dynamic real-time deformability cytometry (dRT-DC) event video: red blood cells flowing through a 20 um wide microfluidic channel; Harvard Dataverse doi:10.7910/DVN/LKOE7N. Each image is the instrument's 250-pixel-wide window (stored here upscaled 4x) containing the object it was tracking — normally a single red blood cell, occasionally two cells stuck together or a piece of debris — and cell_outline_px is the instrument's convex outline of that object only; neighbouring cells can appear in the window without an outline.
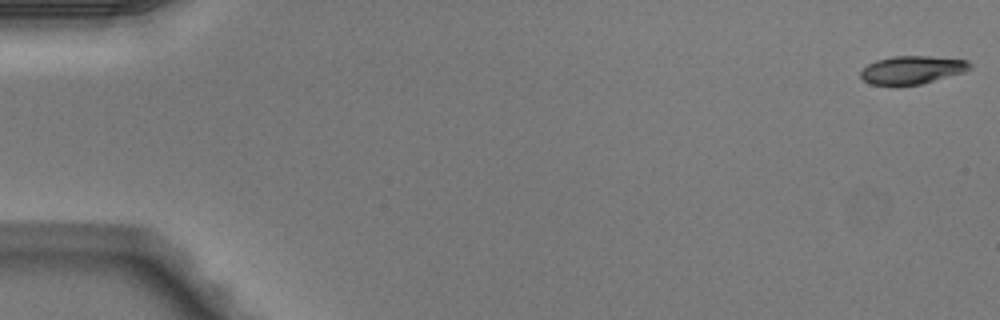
{"species": "Egyptian fruit bat (a non-hibernating species)", "species_latin": "Rousettus aegyptiacus", "temperature_condition": "warm", "stored_images_in_passage": 41, "camera_frame_rate_fps": 3000, "um_per_image_px": 0.085, "animal": {"sex": "male"}, "frame": {"image": 1, "passage_image": 1, "time_ms": 0.0, "image_size_px": [1000, 320], "cell_outline_px": [[972, 68], [964, 72], [920, 84], [872, 84], [864, 80], [860, 76], [860, 72], [868, 64], [876, 60], [892, 56], [928, 56], [968, 60], [972, 64]], "centroid_in_image_um": [77.56, 5.92], "position_along_channel_um": 7.4, "area_um2": 17.63}}
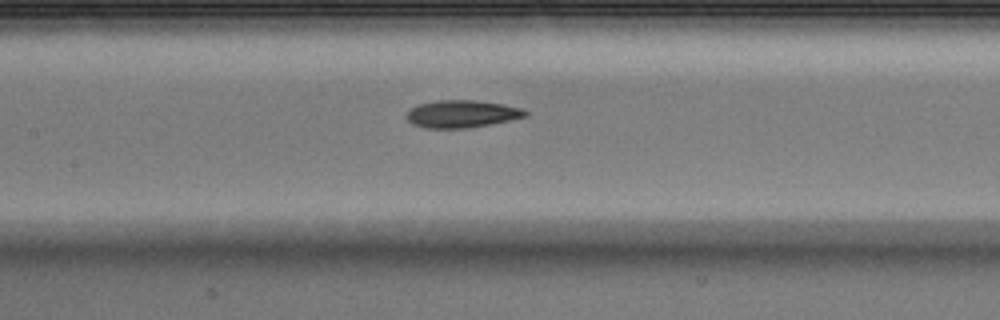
{"frame": {"image": 2, "passage_image": 24, "time_ms": 7.667, "image_size_px": [1000, 320], "cell_outline_px": [[528, 116], [468, 128], [424, 128], [412, 124], [404, 116], [408, 108], [420, 104], [436, 100], [472, 100], [500, 104], [520, 108], [528, 112]], "centroid_in_image_um": [39.17, 9.68], "position_along_channel_um": 168.2, "area_um2": 18.9}}
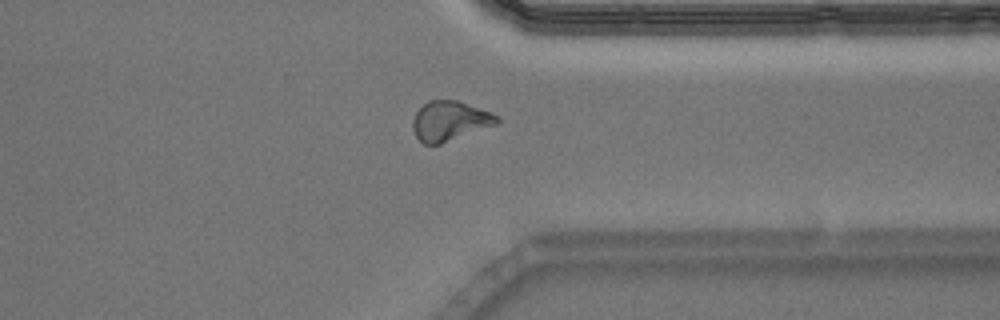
{"frame": {"image": 3, "passage_image": 39, "time_ms": 12.667, "image_size_px": [1000, 320], "cell_outline_px": [[500, 124], [440, 144], [424, 144], [416, 136], [412, 128], [412, 120], [416, 112], [428, 100], [460, 100], [492, 112], [500, 116]], "centroid_in_image_um": [38.29, 10.27], "position_along_channel_um": 373.1, "area_um2": 19.88}}